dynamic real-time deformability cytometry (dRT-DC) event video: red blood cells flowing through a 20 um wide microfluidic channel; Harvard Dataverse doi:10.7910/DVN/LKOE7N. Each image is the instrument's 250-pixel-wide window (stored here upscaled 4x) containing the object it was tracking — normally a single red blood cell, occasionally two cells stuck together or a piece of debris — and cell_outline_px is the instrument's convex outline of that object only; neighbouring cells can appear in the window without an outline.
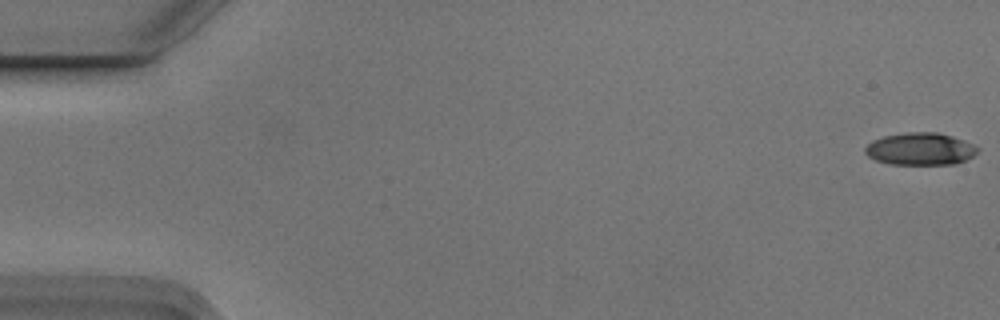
{"species": "Egyptian fruit bat (a non-hibernating species)", "species_latin": "Rousettus aegyptiacus", "temperature_condition": "cold", "stored_images_in_passage": 3, "segment_of_instrument_passage": [2, 2], "camera_frame_rate_fps": 3000, "um_per_image_px": 0.085, "animal": {"sex": "male"}, "frame": {"image": 1, "passage_image": 3, "time_ms": 0.667, "image_size_px": [1000, 320], "cell_outline_px": [[980, 148], [972, 156], [956, 164], [888, 164], [876, 160], [868, 156], [864, 152], [864, 148], [872, 140], [884, 136], [908, 132], [936, 132], [952, 136], [976, 144]], "centroid_in_image_um": [78.23, 12.65], "position_along_channel_um": 6.8, "area_um2": 21.27}}